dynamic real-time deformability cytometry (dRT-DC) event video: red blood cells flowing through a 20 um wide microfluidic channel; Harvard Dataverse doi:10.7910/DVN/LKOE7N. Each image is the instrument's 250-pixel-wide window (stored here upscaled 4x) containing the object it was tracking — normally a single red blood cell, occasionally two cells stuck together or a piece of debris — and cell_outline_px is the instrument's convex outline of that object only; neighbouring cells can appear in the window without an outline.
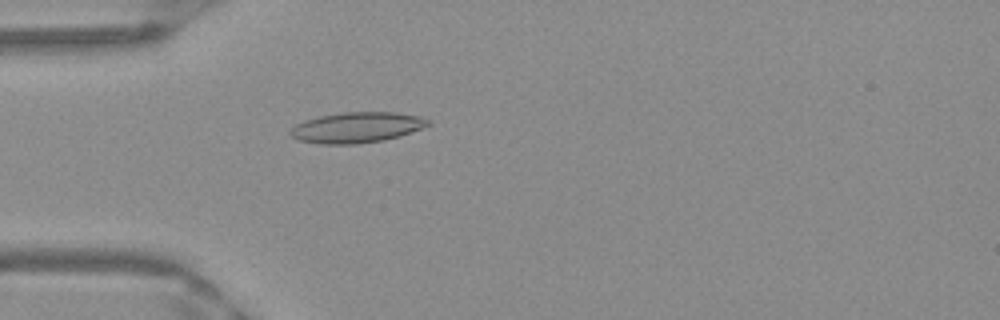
{"species": "Egyptian fruit bat (a non-hibernating species)", "species_latin": "Rousettus aegyptiacus", "temperature_condition": "warm", "stored_images_in_passage": 51, "camera_frame_rate_fps": 3000, "um_per_image_px": 0.085, "frame": {"image": 1, "passage_image": 15, "time_ms": 4.667, "image_size_px": [1000, 320], "cell_outline_px": [[432, 124], [384, 140], [356, 144], [320, 144], [300, 140], [292, 136], [288, 132], [296, 124], [304, 120], [320, 116], [344, 112], [396, 112], [420, 116], [432, 120]], "centroid_in_image_um": [30.32, 10.82], "position_along_channel_um": 54.7, "area_um2": 24.39}}
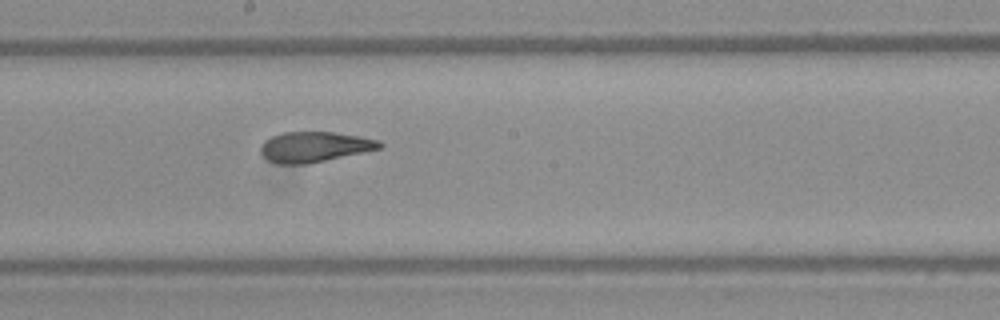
{"frame": {"image": 2, "passage_image": 28, "time_ms": 9.0, "image_size_px": [1000, 320], "cell_outline_px": [[384, 144], [380, 148], [324, 160], [304, 164], [276, 164], [268, 160], [260, 152], [260, 148], [264, 140], [272, 136], [284, 132], [332, 132], [360, 136], [380, 140]], "centroid_in_image_um": [26.7, 12.47], "position_along_channel_um": 221.5, "area_um2": 20.81}}
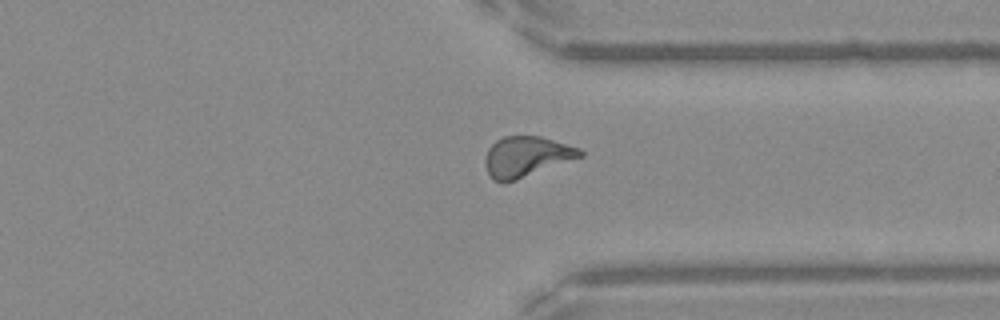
{"frame": {"image": 3, "passage_image": 39, "time_ms": 12.667, "image_size_px": [1000, 320], "cell_outline_px": [[584, 156], [516, 180], [492, 180], [484, 164], [484, 160], [488, 148], [496, 140], [504, 136], [540, 136], [580, 148], [584, 152]], "centroid_in_image_um": [44.75, 13.29], "position_along_channel_um": 366.6, "area_um2": 22.2}, "authors_computed_cell_mechanics": {"area_um2": 22.1952, "velocity_mm_per_s": 3.9757, "shape_relaxation_time_tau1_ms": null, "shape_relaxation_time_tau2_ms": 1.5782, "deformation_change_tau1": null, "deformation_change_tau2": 0.101}}